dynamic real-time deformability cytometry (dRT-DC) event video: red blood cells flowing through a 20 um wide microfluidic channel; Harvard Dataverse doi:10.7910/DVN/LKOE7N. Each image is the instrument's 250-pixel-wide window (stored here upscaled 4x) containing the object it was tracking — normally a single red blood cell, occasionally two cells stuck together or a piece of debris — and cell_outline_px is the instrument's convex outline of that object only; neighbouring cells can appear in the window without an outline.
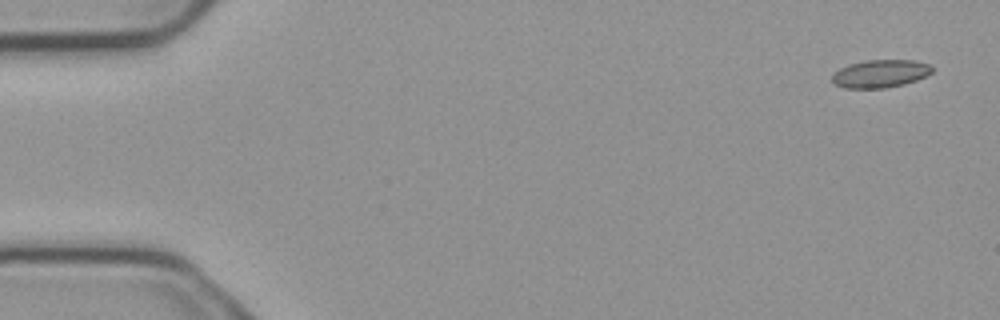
{"species": "common noctule bat (a hibernating species)", "species_latin": "Nyctalus noctula", "temperature_condition": "cold", "stored_images_in_passage": 5, "camera_frame_rate_fps": 3000, "um_per_image_px": 0.085, "animal": {"sex": "male", "body_mass_g": 23.1, "forearm_length_mm": 52.7}, "frame": {"image": 1, "passage_image": 1, "time_ms": 0.0, "image_size_px": [1000, 320], "cell_outline_px": [[932, 72], [916, 80], [904, 84], [884, 88], [844, 88], [832, 84], [832, 76], [840, 68], [848, 64], [864, 60], [912, 60], [928, 64], [932, 68]], "centroid_in_image_um": [74.78, 6.26], "position_along_channel_um": 10.2, "area_um2": 16.18}}
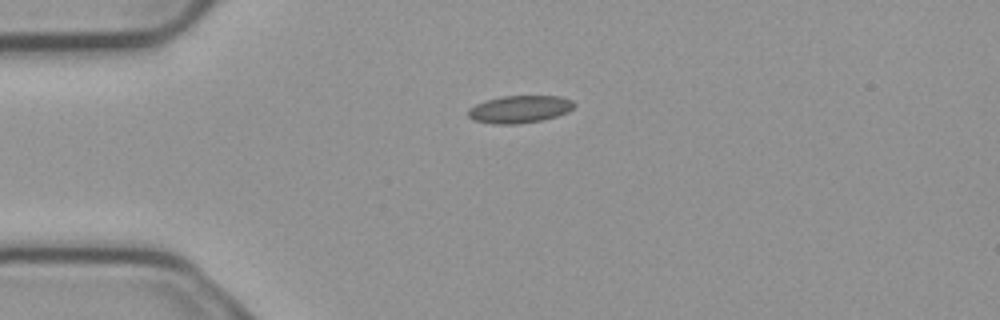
{"frame": {"image": 2, "passage_image": 4, "time_ms": 1.0, "image_size_px": [1000, 320], "cell_outline_px": [[576, 104], [568, 112], [544, 120], [516, 124], [496, 124], [472, 120], [468, 116], [468, 108], [476, 104], [500, 96], [560, 96], [572, 100]], "centroid_in_image_um": [44.17, 9.28], "position_along_channel_um": 40.8, "area_um2": 16.99}}